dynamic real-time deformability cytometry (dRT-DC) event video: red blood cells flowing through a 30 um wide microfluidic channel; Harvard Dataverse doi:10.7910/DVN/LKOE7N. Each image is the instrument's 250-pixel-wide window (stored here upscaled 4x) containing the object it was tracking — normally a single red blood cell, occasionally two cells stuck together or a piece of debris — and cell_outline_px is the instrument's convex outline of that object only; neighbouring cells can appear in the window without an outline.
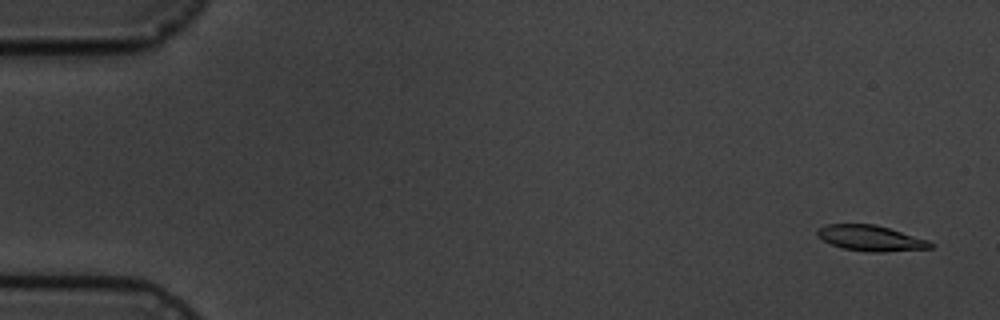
{"species": "common noctule bat (a hibernating species)", "species_latin": "Nyctalus noctula", "temperature_condition": "cold", "stored_images_in_passage": 11, "camera_frame_rate_fps": 3000, "um_per_image_px": 0.085, "animal": {"sex": "male", "body_mass_g": 19.5, "forearm_length_mm": 54.6}, "frame": {"image": 1, "passage_image": 1, "time_ms": 0.0, "image_size_px": [1000, 320], "cell_outline_px": [[936, 244], [932, 248], [884, 252], [868, 252], [844, 248], [832, 244], [824, 240], [816, 232], [820, 228], [828, 224], [876, 224], [928, 240]], "centroid_in_image_um": [74.07, 20.25], "position_along_channel_um": 10.9, "area_um2": 16.7}}
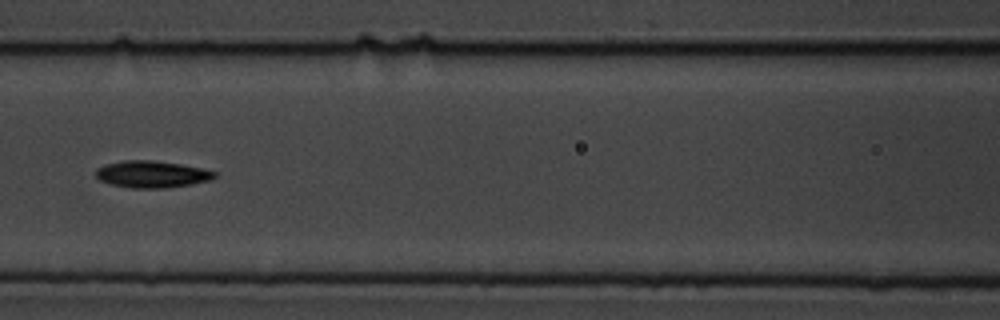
{"frame": {"image": 2, "passage_image": 7, "time_ms": 7.667, "image_size_px": [1000, 320], "cell_outline_px": [[216, 176], [212, 180], [192, 184], [164, 188], [132, 188], [112, 184], [100, 180], [96, 176], [96, 168], [104, 164], [124, 160], [152, 160], [180, 164], [200, 168], [216, 172]], "centroid_in_image_um": [12.9, 14.81], "position_along_channel_um": 153.7, "area_um2": 18.55}}
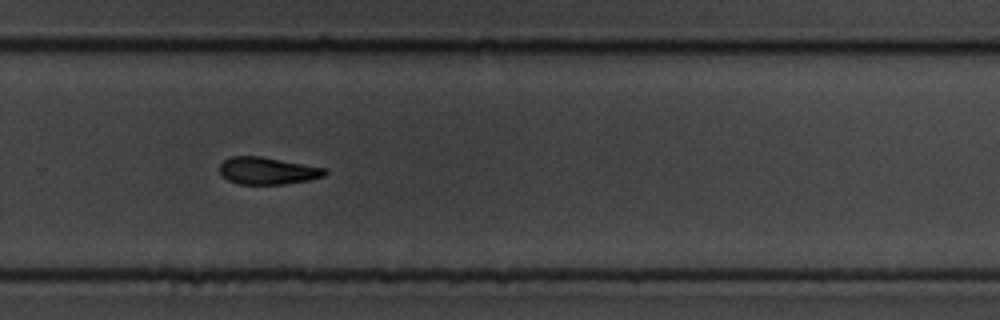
{"frame": {"image": 3, "passage_image": 11, "time_ms": 12.0, "image_size_px": [1000, 320], "cell_outline_px": [[328, 172], [324, 176], [308, 180], [284, 184], [240, 184], [228, 180], [220, 176], [220, 164], [224, 160], [232, 156], [260, 156], [328, 168]], "centroid_in_image_um": [22.75, 14.51], "position_along_channel_um": 307.1, "area_um2": 16.76}}